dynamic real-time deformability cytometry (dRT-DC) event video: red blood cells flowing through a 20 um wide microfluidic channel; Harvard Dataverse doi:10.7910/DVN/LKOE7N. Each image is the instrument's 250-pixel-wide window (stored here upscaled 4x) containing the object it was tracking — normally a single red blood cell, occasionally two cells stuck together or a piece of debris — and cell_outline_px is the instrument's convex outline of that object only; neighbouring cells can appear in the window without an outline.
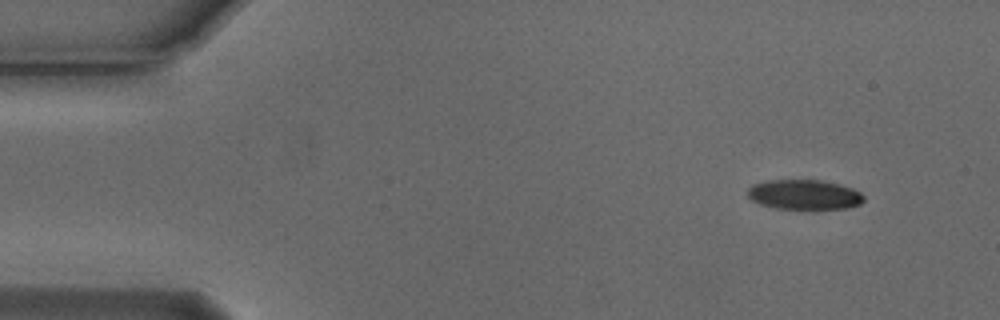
{"species": "Egyptian fruit bat (a non-hibernating species)", "species_latin": "Rousettus aegyptiacus", "temperature_condition": "cold", "stored_images_in_passage": 3, "camera_frame_rate_fps": 3000, "um_per_image_px": 0.085, "animal": {"sex": "male"}, "frame": {"image": 1, "passage_image": 1, "time_ms": 0.0, "image_size_px": [1000, 320], "cell_outline_px": [[864, 200], [860, 204], [848, 208], [776, 208], [760, 204], [752, 200], [748, 196], [748, 188], [752, 184], [768, 180], [820, 180], [840, 184], [852, 188], [860, 192], [864, 196]], "centroid_in_image_um": [68.36, 16.53], "position_along_channel_um": 16.6, "area_um2": 20.06}}
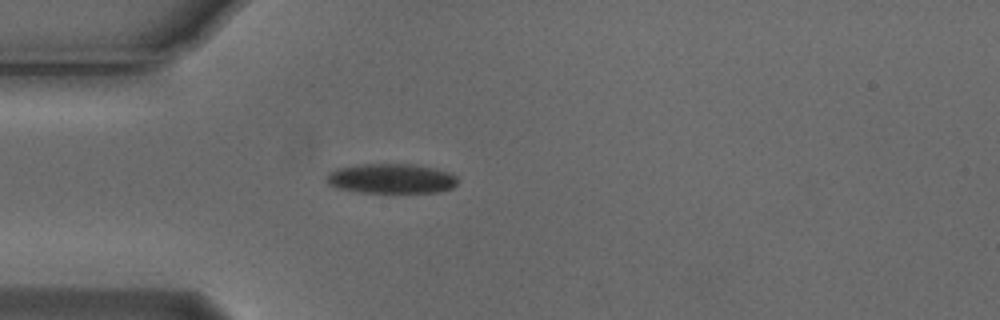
{"frame": {"image": 2, "passage_image": 3, "time_ms": 0.667, "image_size_px": [1000, 320], "cell_outline_px": [[456, 184], [452, 188], [436, 192], [360, 192], [336, 188], [328, 184], [324, 176], [328, 172], [336, 168], [364, 164], [416, 164], [452, 172], [456, 176]], "centroid_in_image_um": [33.23, 15.17], "position_along_channel_um": 51.8, "area_um2": 22.89}}